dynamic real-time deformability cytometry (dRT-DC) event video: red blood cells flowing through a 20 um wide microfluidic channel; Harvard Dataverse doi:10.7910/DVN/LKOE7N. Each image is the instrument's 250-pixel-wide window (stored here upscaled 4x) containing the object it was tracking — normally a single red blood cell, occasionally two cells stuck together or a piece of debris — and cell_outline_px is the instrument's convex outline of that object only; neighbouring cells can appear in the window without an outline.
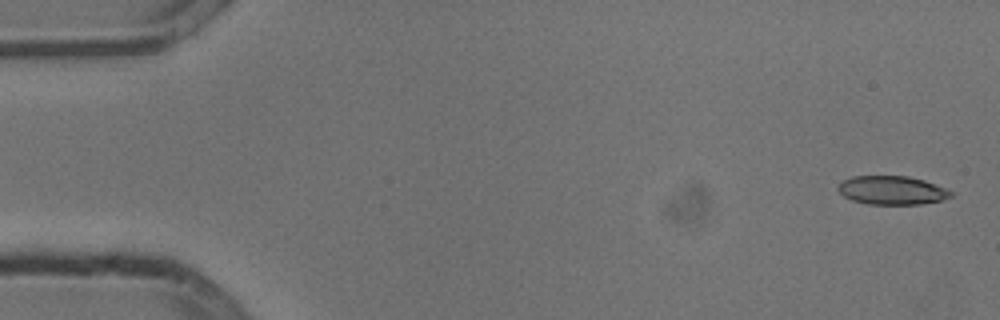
{"species": "common noctule bat (a hibernating species)", "species_latin": "Nyctalus noctula", "temperature_condition": "cold", "stored_images_in_passage": 5, "camera_frame_rate_fps": 3000, "um_per_image_px": 0.085, "animal": {"sex": "male", "body_mass_g": 13.3}, "frame": {"image": 1, "passage_image": 1, "time_ms": 0.0, "image_size_px": [1000, 320], "cell_outline_px": [[956, 192], [952, 196], [940, 200], [920, 204], [868, 204], [852, 200], [844, 196], [836, 188], [844, 180], [852, 176], [908, 176], [924, 180]], "centroid_in_image_um": [75.84, 16.17], "position_along_channel_um": 9.2, "area_um2": 18.79}}
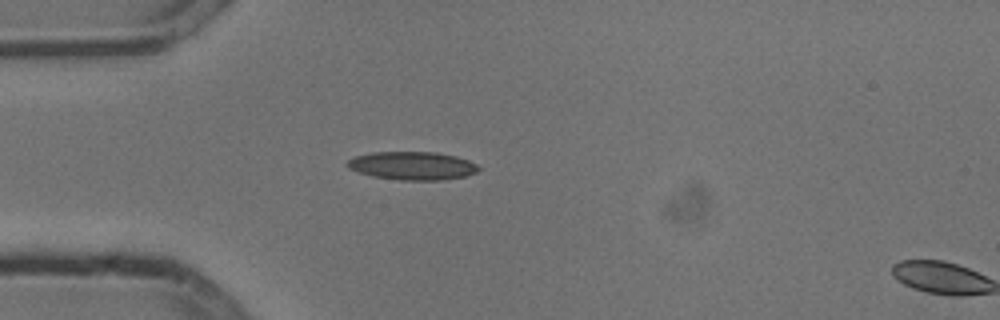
{"frame": {"image": 2, "passage_image": 4, "time_ms": 1.0, "image_size_px": [1000, 320], "cell_outline_px": [[480, 168], [476, 172], [464, 176], [444, 180], [400, 180], [372, 176], [348, 168], [344, 164], [348, 160], [356, 156], [372, 152], [436, 152], [456, 156], [468, 160], [476, 164]], "centroid_in_image_um": [35.04, 14.08], "position_along_channel_um": 50.0, "area_um2": 21.56}}